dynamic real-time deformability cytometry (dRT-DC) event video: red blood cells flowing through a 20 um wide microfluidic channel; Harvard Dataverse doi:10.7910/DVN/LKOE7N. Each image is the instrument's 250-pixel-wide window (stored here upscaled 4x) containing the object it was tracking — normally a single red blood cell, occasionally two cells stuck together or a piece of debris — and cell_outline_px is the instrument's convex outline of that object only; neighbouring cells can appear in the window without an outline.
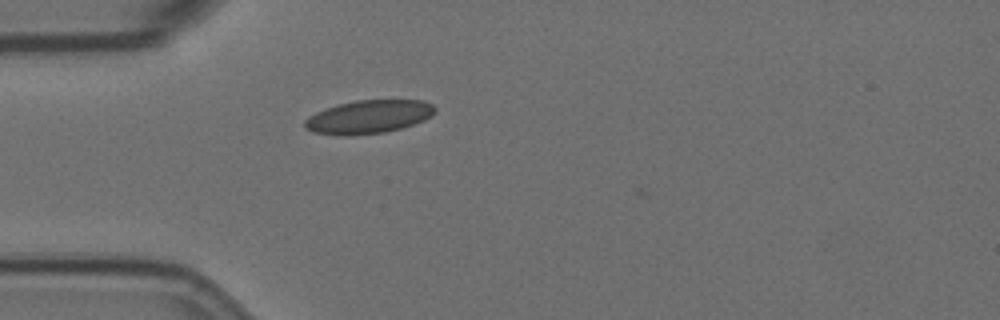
{"species": "Egyptian fruit bat (a non-hibernating species)", "species_latin": "Rousettus aegyptiacus", "temperature_condition": "room temperature", "stored_images_in_passage": 2, "camera_frame_rate_fps": 3000, "um_per_image_px": 0.085, "animal": {"sex": "female"}, "frame": {"image": 1, "passage_image": 1, "time_ms": 0.0, "image_size_px": [1000, 320], "cell_outline_px": [[436, 108], [432, 116], [424, 120], [400, 128], [384, 132], [352, 136], [340, 136], [312, 132], [304, 128], [304, 120], [308, 116], [324, 108], [336, 104], [356, 100], [424, 100], [432, 104]], "centroid_in_image_um": [31.28, 9.93], "position_along_channel_um": 53.7, "area_um2": 25.61}}